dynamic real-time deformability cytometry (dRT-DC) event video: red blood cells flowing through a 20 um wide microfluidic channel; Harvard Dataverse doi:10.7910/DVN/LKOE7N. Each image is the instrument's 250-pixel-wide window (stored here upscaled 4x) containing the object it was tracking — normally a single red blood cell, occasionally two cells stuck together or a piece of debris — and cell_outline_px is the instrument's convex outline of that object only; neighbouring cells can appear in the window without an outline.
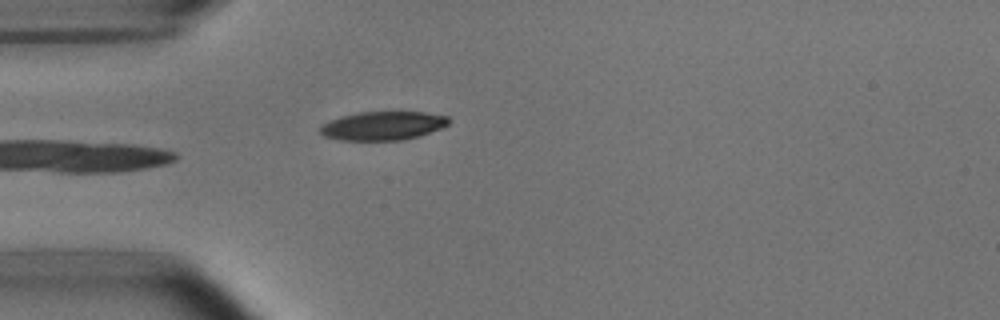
{"species": "common noctule bat (a hibernating species)", "species_latin": "Nyctalus noctula", "temperature_condition": "room temperature", "stored_images_in_passage": 25, "camera_frame_rate_fps": 3000, "um_per_image_px": 0.085, "animal": {"sex": "male", "body_mass_g": 15.6}, "frame": {"image": 1, "passage_image": 1, "time_ms": 0.0, "image_size_px": [1000, 320], "cell_outline_px": [[452, 120], [444, 128], [420, 136], [404, 140], [340, 140], [324, 136], [320, 132], [320, 128], [324, 124], [340, 116], [360, 112], [424, 112], [448, 116]], "centroid_in_image_um": [32.62, 10.69], "position_along_channel_um": 52.4, "area_um2": 21.62}}